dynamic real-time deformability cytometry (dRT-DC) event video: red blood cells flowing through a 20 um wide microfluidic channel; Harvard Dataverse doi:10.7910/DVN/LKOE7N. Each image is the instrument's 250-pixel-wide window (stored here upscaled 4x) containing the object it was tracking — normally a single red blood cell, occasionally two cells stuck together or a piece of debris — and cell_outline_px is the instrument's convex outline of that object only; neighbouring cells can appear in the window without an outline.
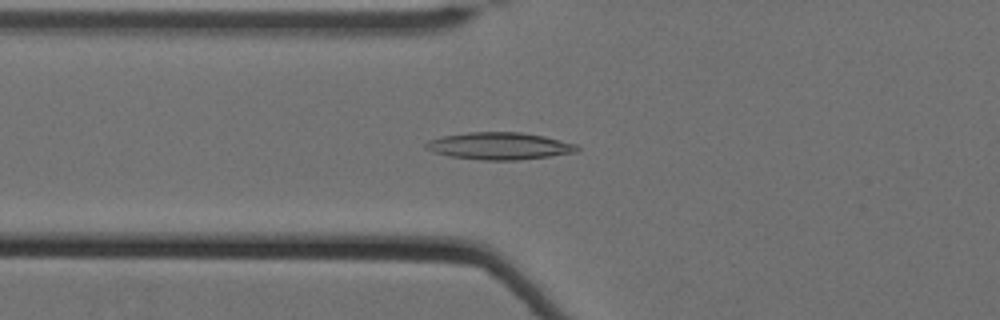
{"species": "Egyptian fruit bat (a non-hibernating species)", "species_latin": "Rousettus aegyptiacus", "temperature_condition": "cold", "stored_images_in_passage": 61, "camera_frame_rate_fps": 3000, "um_per_image_px": 0.085, "animal": {"sex": "female"}, "frame": {"image": 1, "passage_image": 25, "time_ms": 8.0, "image_size_px": [1000, 320], "cell_outline_px": [[580, 148], [576, 152], [548, 156], [516, 160], [480, 160], [448, 156], [432, 152], [424, 148], [424, 144], [428, 140], [444, 136], [468, 132], [520, 132], [544, 136], [576, 144]], "centroid_in_image_um": [42.4, 12.41], "position_along_channel_um": 83.4, "area_um2": 23.93}}
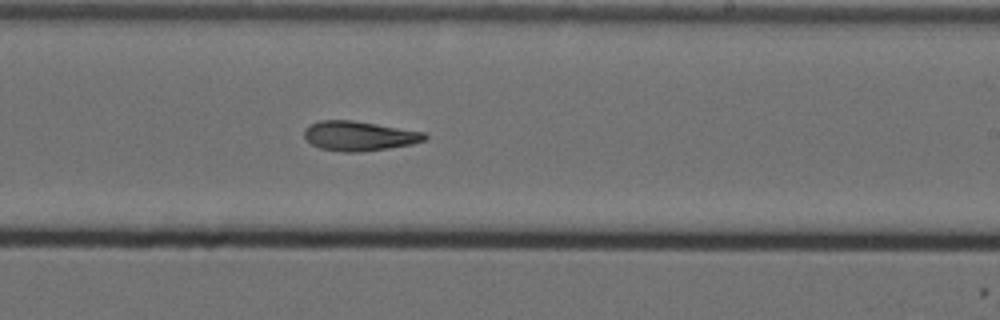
{"frame": {"image": 2, "passage_image": 40, "time_ms": 13.0, "image_size_px": [1000, 320], "cell_outline_px": [[428, 136], [424, 140], [412, 144], [388, 148], [360, 152], [344, 152], [320, 148], [312, 144], [304, 136], [304, 128], [320, 120], [352, 120], [424, 132]], "centroid_in_image_um": [30.51, 11.55], "position_along_channel_um": 258.5, "area_um2": 20.58}}
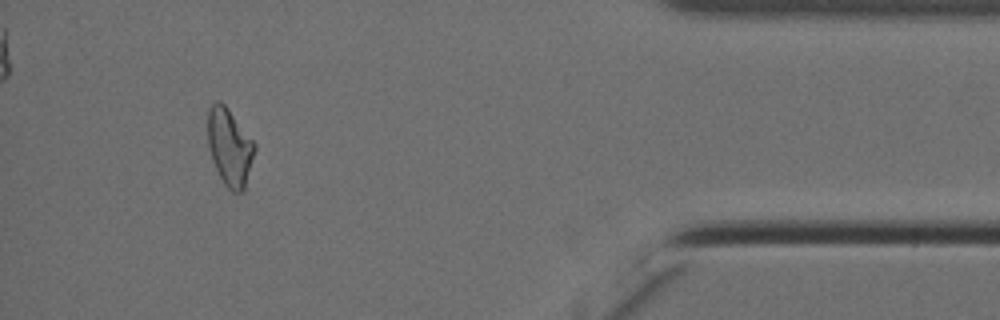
{"frame": {"image": 3, "passage_image": 57, "time_ms": 18.667, "image_size_px": [1000, 320], "cell_outline_px": [[256, 148], [244, 192], [232, 192], [224, 184], [212, 160], [208, 148], [208, 108], [216, 100], [220, 100], [228, 108], [256, 144]], "centroid_in_image_um": [19.52, 12.5], "position_along_channel_um": 415.7, "area_um2": 21.21}, "authors_computed_cell_mechanics": {"area_um2": 21.2126, "velocity_mm_per_s": 3.4916, "shape_relaxation_time_tau1_ms": null, "shape_relaxation_time_tau2_ms": 9.8952, "deformation_change_tau1": null, "deformation_change_tau2": 0.2133}}